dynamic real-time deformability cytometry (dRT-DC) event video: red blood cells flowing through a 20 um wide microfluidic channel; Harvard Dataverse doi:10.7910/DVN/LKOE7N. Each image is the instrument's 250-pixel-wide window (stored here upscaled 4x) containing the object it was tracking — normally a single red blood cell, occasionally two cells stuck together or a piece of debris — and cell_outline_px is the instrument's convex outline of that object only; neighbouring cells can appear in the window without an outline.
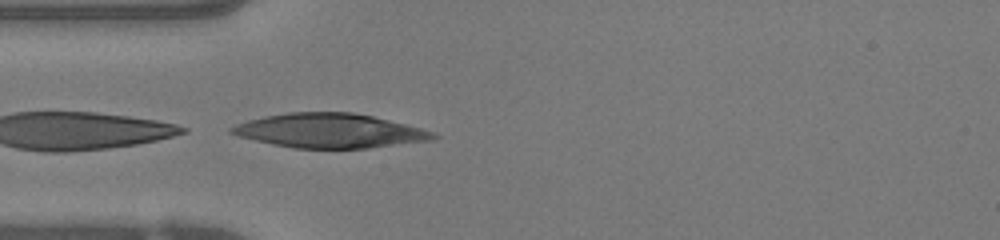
{"species": "human", "species_latin": "Homo sapiens", "temperature_condition": "warm", "stored_images_in_passage": 4, "camera_frame_rate_fps": 3000, "um_per_image_px": 0.085, "donor": {"sex": "female"}, "frame": {"image": 1, "passage_image": 4, "time_ms": 1.0, "image_size_px": [1000, 240], "cell_outline_px": [[440, 136], [436, 140], [368, 148], [292, 148], [272, 144], [240, 136], [228, 132], [228, 128], [236, 124], [248, 120], [264, 116], [288, 112], [352, 112], [372, 116], [420, 128], [432, 132]], "centroid_in_image_um": [28.02, 11.11], "position_along_channel_um": 57.0, "area_um2": 40.23}}